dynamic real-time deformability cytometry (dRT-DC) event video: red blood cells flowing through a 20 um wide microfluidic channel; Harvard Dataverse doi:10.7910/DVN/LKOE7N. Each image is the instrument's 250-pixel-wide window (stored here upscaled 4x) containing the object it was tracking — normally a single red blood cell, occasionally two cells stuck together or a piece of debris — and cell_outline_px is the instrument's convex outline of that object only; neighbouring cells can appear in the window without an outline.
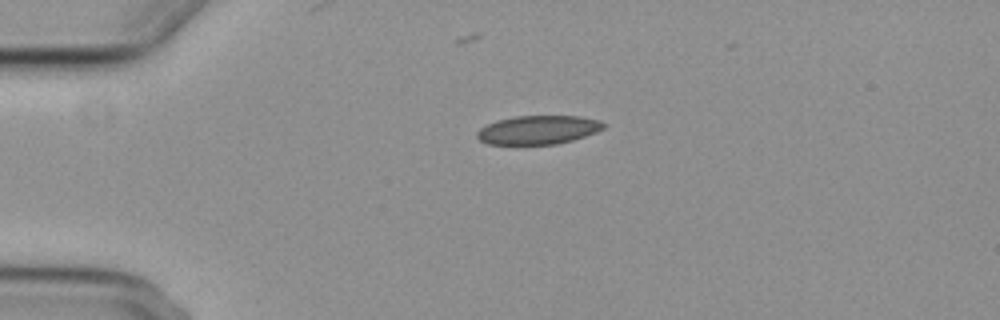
{"species": "common noctule bat (a hibernating species)", "species_latin": "Nyctalus noctula", "temperature_condition": "cold", "stored_images_in_passage": 4, "camera_frame_rate_fps": 3000, "um_per_image_px": 0.085, "animal": {"sex": "female", "body_mass_g": 29.2, "forearm_length_mm": 56.3}, "frame": {"image": 1, "passage_image": 1, "time_ms": 0.0, "image_size_px": [1000, 320], "cell_outline_px": [[608, 124], [604, 128], [596, 132], [572, 140], [556, 144], [488, 144], [480, 140], [476, 136], [476, 132], [480, 128], [496, 120], [516, 116], [580, 116], [600, 120]], "centroid_in_image_um": [45.76, 11.03], "position_along_channel_um": 39.2, "area_um2": 21.21}}
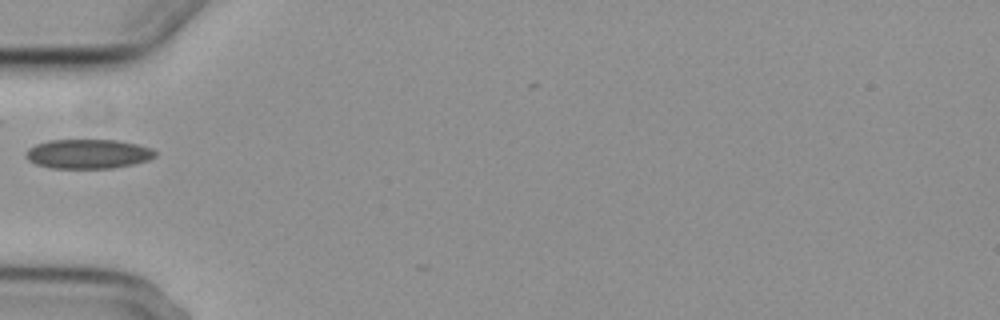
{"frame": {"image": 2, "passage_image": 3, "time_ms": 2.0, "image_size_px": [1000, 320], "cell_outline_px": [[156, 156], [148, 160], [132, 164], [112, 168], [52, 168], [36, 164], [28, 160], [24, 156], [24, 152], [28, 148], [36, 144], [48, 140], [116, 140], [136, 144], [152, 148], [156, 152]], "centroid_in_image_um": [7.45, 13.08], "position_along_channel_um": 77.5, "area_um2": 22.2}}